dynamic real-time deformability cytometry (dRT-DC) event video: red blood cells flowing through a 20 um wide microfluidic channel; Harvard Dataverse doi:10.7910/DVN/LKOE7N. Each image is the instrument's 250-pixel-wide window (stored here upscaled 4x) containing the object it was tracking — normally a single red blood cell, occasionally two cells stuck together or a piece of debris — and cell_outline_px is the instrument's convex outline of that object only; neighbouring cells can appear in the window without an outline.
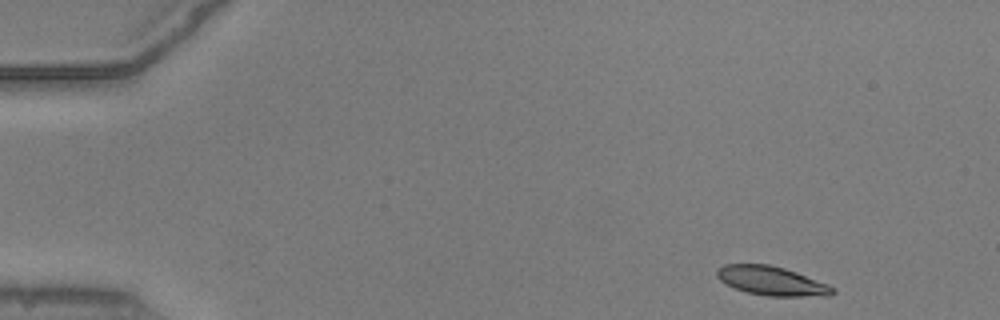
{"species": "common noctule bat (a hibernating species)", "species_latin": "Nyctalus noctula", "temperature_condition": "warm", "stored_images_in_passage": 48, "camera_frame_rate_fps": 3000, "um_per_image_px": 0.085, "animal": {"sex": "male", "body_mass_g": 20.5, "forearm_length_mm": 52.5}, "frame": {"image": 1, "passage_image": 1, "time_ms": 0.0, "image_size_px": [1000, 320], "cell_outline_px": [[836, 292], [832, 296], [768, 296], [748, 292], [736, 288], [720, 280], [716, 276], [716, 272], [724, 264], [768, 264], [784, 268], [796, 272], [828, 284], [836, 288]], "centroid_in_image_um": [65.65, 23.88], "position_along_channel_um": 19.4, "area_um2": 19.48}}
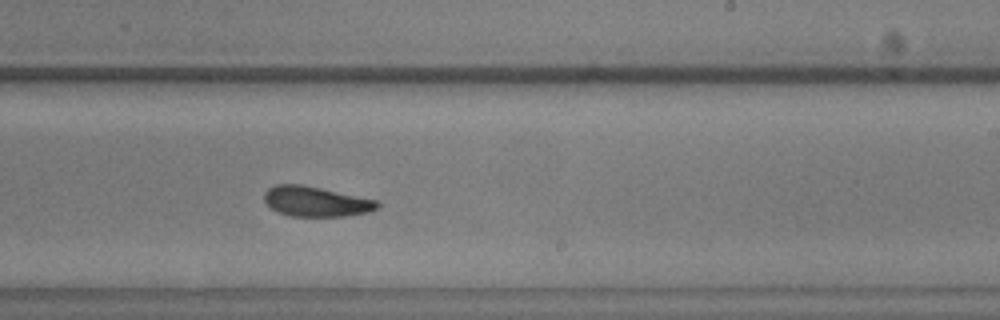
{"frame": {"image": 2, "passage_image": 28, "time_ms": 9.0, "image_size_px": [1000, 320], "cell_outline_px": [[380, 208], [368, 212], [344, 216], [292, 216], [280, 212], [272, 208], [264, 200], [264, 192], [268, 188], [276, 184], [304, 184], [380, 200]], "centroid_in_image_um": [26.91, 17.11], "position_along_channel_um": 262.1, "area_um2": 20.06}}
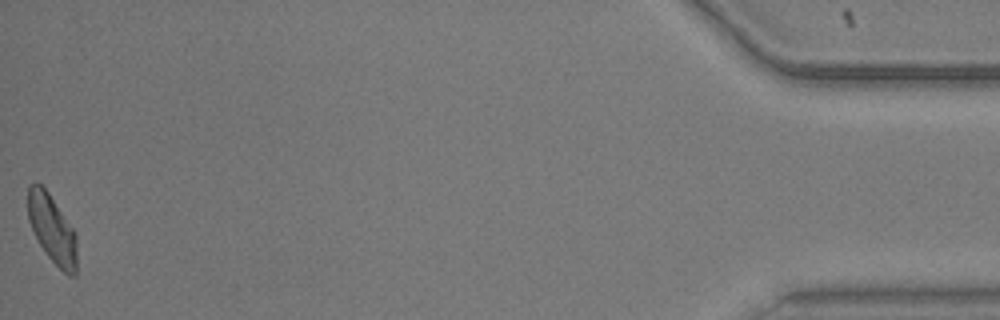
{"frame": {"image": 3, "passage_image": 48, "time_ms": 15.667, "image_size_px": [1000, 320], "cell_outline_px": [[76, 276], [68, 276], [48, 256], [40, 244], [28, 220], [28, 184], [36, 180], [48, 192], [76, 232]], "centroid_in_image_um": [4.43, 19.44], "position_along_channel_um": 430.8, "area_um2": 19.42}, "authors_computed_cell_mechanics": {"area_um2": 19.9988, "velocity_mm_per_s": 3.8845, "shape_relaxation_time_tau1_ms": 4.3565, "shape_relaxation_time_tau2_ms": 3.9161, "deformation_change_tau1": 0.1195, "deformation_change_tau2": 0.1055}}